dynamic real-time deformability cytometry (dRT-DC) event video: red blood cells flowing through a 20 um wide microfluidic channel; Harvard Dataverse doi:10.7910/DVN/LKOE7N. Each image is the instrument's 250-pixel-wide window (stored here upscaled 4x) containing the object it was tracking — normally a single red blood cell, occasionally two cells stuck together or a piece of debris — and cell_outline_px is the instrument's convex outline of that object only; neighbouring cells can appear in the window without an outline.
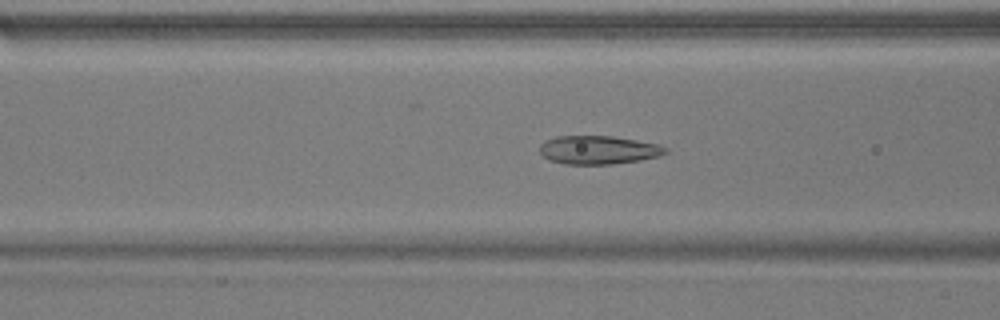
{"species": "common noctule bat (a hibernating species)", "species_latin": "Nyctalus noctula", "temperature_condition": "warm", "stored_images_in_passage": 52, "camera_frame_rate_fps": 3000, "um_per_image_px": 0.085, "animal": {"sex": "male", "body_mass_g": 17.9}, "frame": {"image": 1, "passage_image": 20, "time_ms": 6.333, "image_size_px": [1000, 320], "cell_outline_px": [[668, 152], [660, 156], [640, 160], [612, 164], [564, 164], [548, 160], [540, 152], [540, 144], [556, 136], [612, 136], [636, 140], [656, 144], [668, 148]], "centroid_in_image_um": [50.87, 12.75], "position_along_channel_um": 115.7, "area_um2": 20.81}}
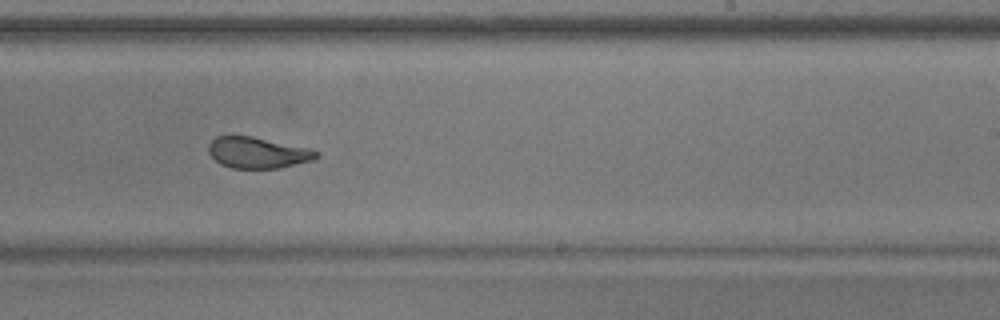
{"frame": {"image": 2, "passage_image": 32, "time_ms": 10.333, "image_size_px": [1000, 320], "cell_outline_px": [[320, 156], [312, 160], [280, 168], [232, 168], [220, 164], [208, 152], [208, 144], [216, 136], [252, 136], [308, 148], [316, 152]], "centroid_in_image_um": [21.87, 12.98], "position_along_channel_um": 267.1, "area_um2": 19.36}}
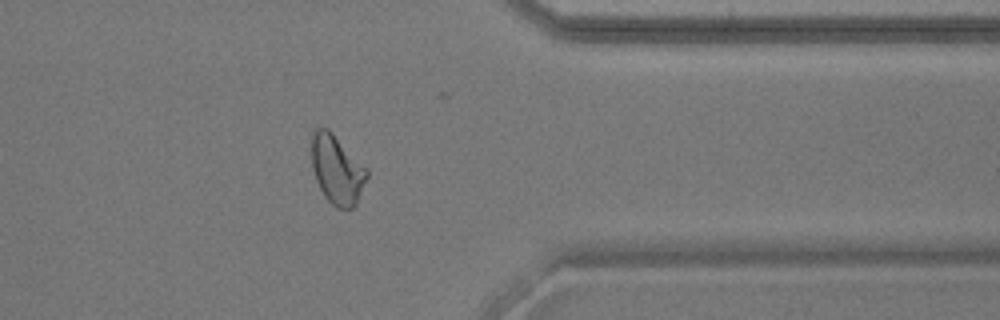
{"frame": {"image": 3, "passage_image": 42, "time_ms": 13.667, "image_size_px": [1000, 320], "cell_outline_px": [[368, 176], [356, 204], [352, 208], [336, 208], [324, 196], [316, 180], [312, 168], [312, 132], [316, 128], [328, 128], [368, 168]], "centroid_in_image_um": [28.65, 14.41], "position_along_channel_um": 382.7, "area_um2": 22.25}, "authors_computed_cell_mechanics": {"area_um2": 22.3397, "velocity_mm_per_s": 3.7899, "shape_relaxation_time_tau1_ms": 9.0252, "shape_relaxation_time_tau2_ms": 1.027, "deformation_change_tau1": 0.2079, "deformation_change_tau2": 0.0764}}